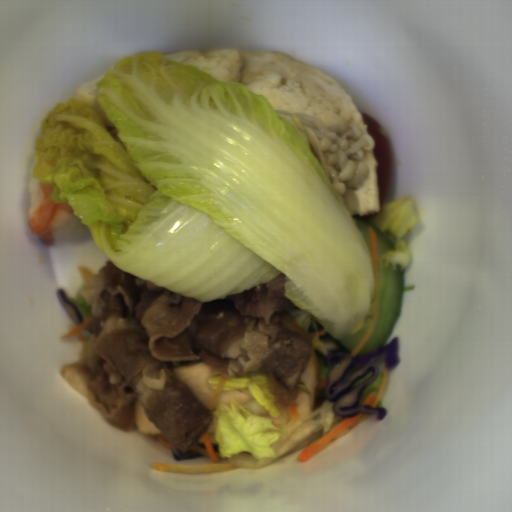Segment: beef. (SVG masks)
I'll return each instance as SVG.
<instances>
[{
    "label": "beef",
    "instance_id": "obj_1",
    "mask_svg": "<svg viewBox=\"0 0 512 512\" xmlns=\"http://www.w3.org/2000/svg\"><path fill=\"white\" fill-rule=\"evenodd\" d=\"M280 272L224 299L198 301L121 271L110 259L81 296L103 321L99 336L82 329L79 360L59 370L62 379L120 431L135 428V403L164 443L186 455L209 429L213 414L171 369L202 361L226 366L230 376L272 372L290 392L298 389L312 343L281 324V312L300 307L284 296Z\"/></svg>",
    "mask_w": 512,
    "mask_h": 512
}]
</instances>
